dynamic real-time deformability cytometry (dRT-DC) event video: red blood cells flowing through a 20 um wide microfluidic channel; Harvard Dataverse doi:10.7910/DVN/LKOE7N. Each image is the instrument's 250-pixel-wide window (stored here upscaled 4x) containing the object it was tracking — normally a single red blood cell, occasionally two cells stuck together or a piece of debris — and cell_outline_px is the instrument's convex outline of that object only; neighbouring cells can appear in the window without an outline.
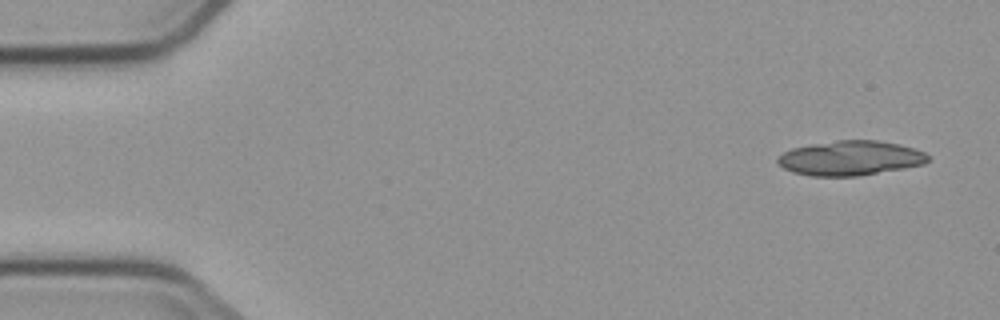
{"species": "common noctule bat (a hibernating species)", "species_latin": "Nyctalus noctula", "temperature_condition": "cold", "stored_images_in_passage": 6, "camera_frame_rate_fps": 3000, "um_per_image_px": 0.085, "animal": {"sex": "male", "body_mass_g": 23.1, "forearm_length_mm": 52.7}, "frame": {"image": 1, "passage_image": 1, "time_ms": 0.0, "image_size_px": [1000, 320], "cell_outline_px": [[928, 160], [924, 164], [904, 168], [856, 176], [812, 176], [792, 172], [784, 168], [776, 160], [776, 156], [792, 148], [812, 144], [836, 140], [876, 140], [900, 144], [924, 152], [928, 156]], "centroid_in_image_um": [72.25, 13.43], "position_along_channel_um": 12.8, "area_um2": 30.23}}